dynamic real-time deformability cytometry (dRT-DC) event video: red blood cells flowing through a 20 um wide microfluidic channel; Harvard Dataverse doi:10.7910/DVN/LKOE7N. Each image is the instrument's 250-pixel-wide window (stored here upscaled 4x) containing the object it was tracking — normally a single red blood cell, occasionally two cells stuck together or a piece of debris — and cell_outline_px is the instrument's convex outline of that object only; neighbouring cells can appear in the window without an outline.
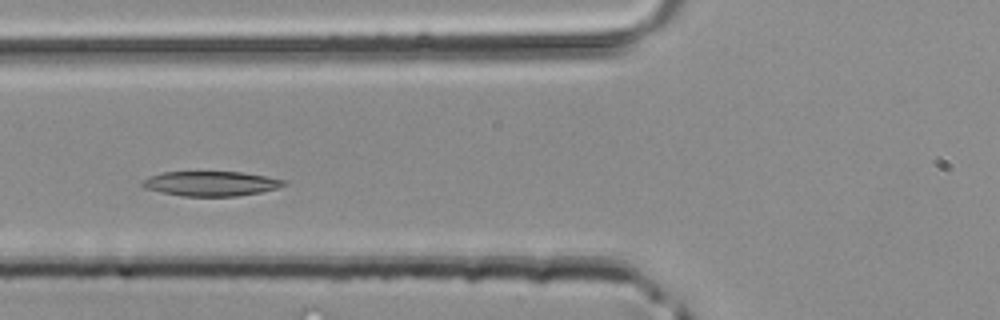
{"species": "common noctule bat (a hibernating species)", "species_latin": "Nyctalus noctula", "temperature_condition": "room temperature", "stored_images_in_passage": 39, "camera_frame_rate_fps": 3000, "um_per_image_px": 0.085, "animal": {"sex": "male", "body_mass_g": 20.4}, "frame": {"image": 1, "passage_image": 12, "time_ms": 3.667, "image_size_px": [1000, 320], "cell_outline_px": [[288, 184], [276, 188], [260, 192], [236, 196], [180, 196], [160, 192], [144, 188], [140, 184], [144, 180], [152, 176], [164, 172], [244, 172], [288, 180]], "centroid_in_image_um": [17.97, 15.61], "position_along_channel_um": 107.8, "area_um2": 20.4}}
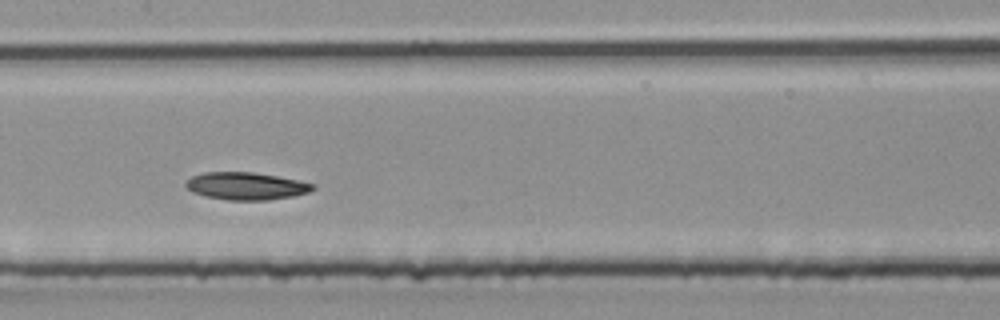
{"frame": {"image": 2, "passage_image": 17, "time_ms": 5.333, "image_size_px": [1000, 320], "cell_outline_px": [[316, 188], [308, 192], [292, 196], [268, 200], [228, 200], [204, 196], [192, 192], [184, 184], [192, 176], [204, 172], [252, 172], [276, 176], [316, 184]], "centroid_in_image_um": [20.91, 15.81], "position_along_channel_um": 186.5, "area_um2": 20.23}}
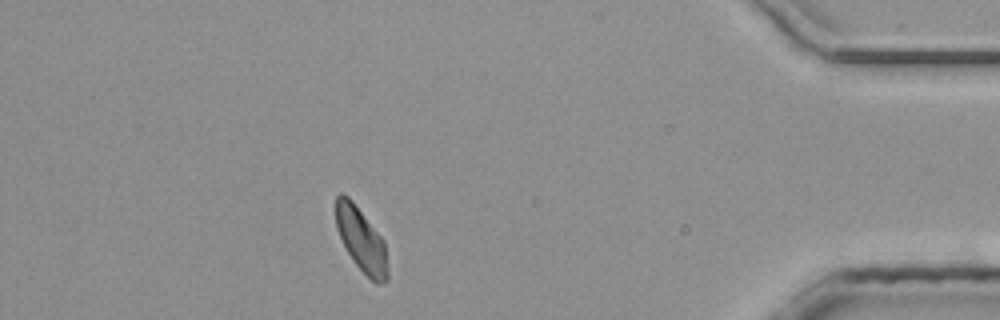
{"frame": {"image": 3, "passage_image": 34, "time_ms": 11.0, "image_size_px": [1000, 320], "cell_outline_px": [[388, 280], [380, 284], [376, 284], [356, 264], [348, 252], [336, 228], [336, 196], [340, 192], [348, 196], [352, 200], [384, 240], [388, 268]], "centroid_in_image_um": [30.72, 20.37], "position_along_channel_um": 404.5, "area_um2": 19.07}}